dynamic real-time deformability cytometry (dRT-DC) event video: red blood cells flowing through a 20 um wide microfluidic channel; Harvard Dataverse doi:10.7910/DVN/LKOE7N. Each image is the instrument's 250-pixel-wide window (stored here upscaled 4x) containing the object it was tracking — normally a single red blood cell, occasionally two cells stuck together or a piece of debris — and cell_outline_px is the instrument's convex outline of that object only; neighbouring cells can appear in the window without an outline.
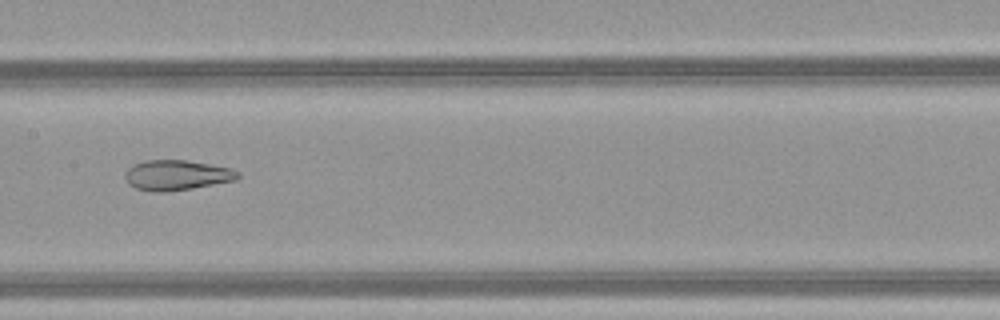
{"species": "common noctule bat (a hibernating species)", "species_latin": "Nyctalus noctula", "temperature_condition": "warm", "stored_images_in_passage": 50, "camera_frame_rate_fps": 3000, "um_per_image_px": 0.085, "animal": {"sex": "female", "body_mass_g": 21.9}, "frame": {"image": 1, "passage_image": 27, "time_ms": 8.667, "image_size_px": [1000, 320], "cell_outline_px": [[240, 176], [236, 180], [192, 188], [160, 192], [152, 192], [136, 188], [128, 184], [124, 176], [128, 168], [132, 164], [144, 160], [184, 160], [232, 168], [240, 172]], "centroid_in_image_um": [15.0, 14.88], "position_along_channel_um": 192.4, "area_um2": 19.83}}
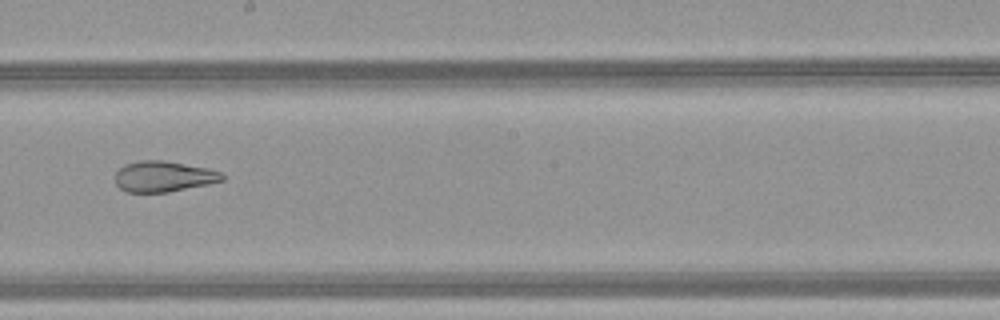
{"frame": {"image": 2, "passage_image": 30, "time_ms": 9.667, "image_size_px": [1000, 320], "cell_outline_px": [[224, 180], [208, 184], [168, 192], [128, 192], [120, 188], [116, 184], [116, 172], [124, 164], [140, 160], [164, 160], [208, 168], [220, 172], [224, 176]], "centroid_in_image_um": [13.9, 14.99], "position_along_channel_um": 234.3, "area_um2": 19.13}}
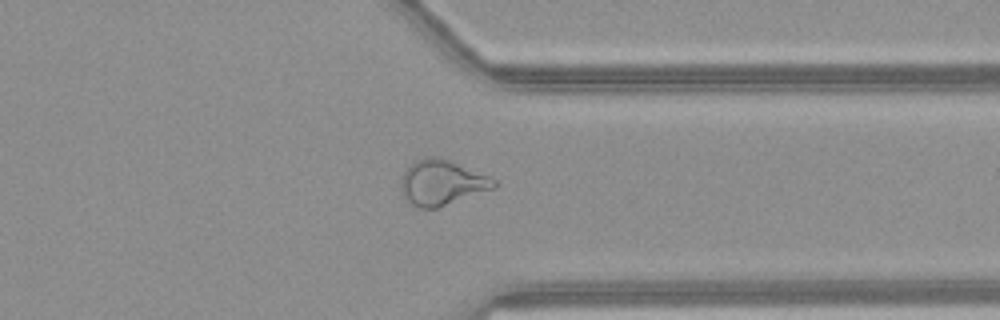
{"frame": {"image": 3, "passage_image": 40, "time_ms": 13.0, "image_size_px": [1000, 320], "cell_outline_px": [[496, 188], [436, 208], [420, 208], [412, 204], [404, 196], [400, 188], [400, 180], [404, 172], [416, 160], [428, 156], [436, 156], [448, 160], [488, 176], [496, 180]], "centroid_in_image_um": [37.55, 15.53], "position_along_channel_um": 373.9, "area_um2": 24.16}, "authors_computed_cell_mechanics": {"area_um2": 27.1949, "velocity_mm_per_s": 4.2196, "shape_relaxation_time_tau1_ms": null, "shape_relaxation_time_tau2_ms": 1.9991, "deformation_change_tau1": null, "deformation_change_tau2": 0.1072}}